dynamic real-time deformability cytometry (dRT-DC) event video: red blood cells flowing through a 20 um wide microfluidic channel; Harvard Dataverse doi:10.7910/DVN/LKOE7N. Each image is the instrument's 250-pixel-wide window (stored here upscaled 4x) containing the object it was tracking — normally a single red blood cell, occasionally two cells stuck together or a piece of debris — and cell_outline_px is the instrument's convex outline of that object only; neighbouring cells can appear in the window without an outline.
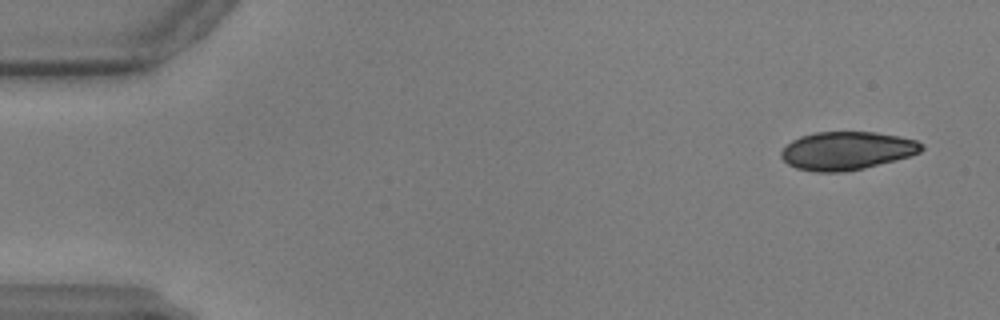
{"species": "common noctule bat (a hibernating species)", "species_latin": "Nyctalus noctula", "temperature_condition": "warm", "stored_images_in_passage": 58, "camera_frame_rate_fps": 3000, "um_per_image_px": 0.085, "animal": {"sex": "male", "body_mass_g": 17.9, "forearm_length_mm": 54.2}, "frame": {"image": 1, "passage_image": 3, "time_ms": 0.667, "image_size_px": [1000, 320], "cell_outline_px": [[924, 148], [920, 152], [912, 156], [864, 168], [844, 172], [816, 172], [796, 168], [788, 164], [780, 156], [780, 152], [792, 140], [800, 136], [816, 132], [876, 132], [916, 140], [924, 144]], "centroid_in_image_um": [71.99, 12.81], "position_along_channel_um": 13.0, "area_um2": 31.33}}